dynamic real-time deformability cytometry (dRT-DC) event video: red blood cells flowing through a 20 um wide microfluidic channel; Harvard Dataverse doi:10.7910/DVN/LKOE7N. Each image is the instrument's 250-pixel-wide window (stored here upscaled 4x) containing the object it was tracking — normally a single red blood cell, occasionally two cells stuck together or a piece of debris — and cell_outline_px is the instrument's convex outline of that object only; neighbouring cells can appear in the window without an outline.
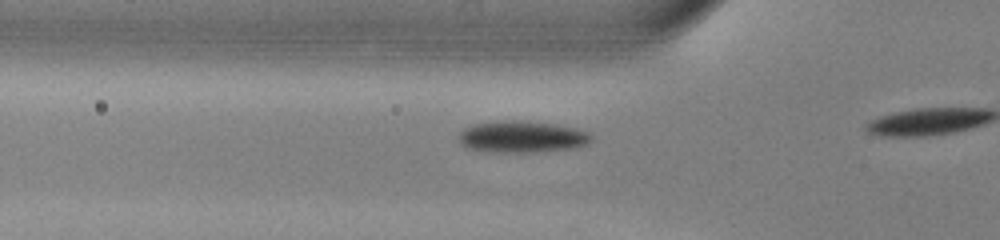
{"species": "common noctule bat (a hibernating species)", "species_latin": "Nyctalus noctula", "temperature_condition": "warm", "stored_images_in_passage": 8, "camera_frame_rate_fps": 3000, "um_per_image_px": 0.085, "animal": {"sex": "male", "body_mass_g": 13.0, "forearm_length_mm": 53.1}, "frame": {"image": 1, "passage_image": 6, "time_ms": 1.667, "image_size_px": [1000, 240], "cell_outline_px": [[592, 140], [588, 144], [572, 148], [532, 152], [484, 152], [468, 148], [460, 140], [460, 132], [464, 128], [476, 124], [512, 120], [516, 120], [552, 124], [576, 128], [588, 132], [592, 136]], "centroid_in_image_um": [44.39, 11.64], "position_along_channel_um": 81.4, "area_um2": 24.1}}